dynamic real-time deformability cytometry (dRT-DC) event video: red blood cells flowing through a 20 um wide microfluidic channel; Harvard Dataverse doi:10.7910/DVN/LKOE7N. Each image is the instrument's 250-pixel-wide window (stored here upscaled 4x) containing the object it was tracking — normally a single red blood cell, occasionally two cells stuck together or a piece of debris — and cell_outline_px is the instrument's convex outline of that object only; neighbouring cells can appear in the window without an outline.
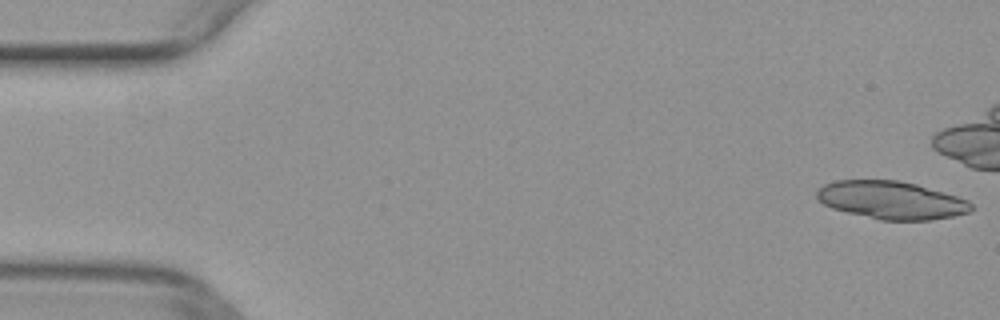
{"species": "common noctule bat (a hibernating species)", "species_latin": "Nyctalus noctula", "temperature_condition": "warm", "stored_images_in_passage": 40, "camera_frame_rate_fps": 3000, "um_per_image_px": 0.085, "animal": {"sex": "female", "body_mass_g": 29.2, "forearm_length_mm": 56.3}, "frame": {"image": 1, "passage_image": 1, "time_ms": 0.0, "image_size_px": [1000, 320], "cell_outline_px": [[972, 208], [968, 212], [952, 216], [932, 220], [880, 220], [832, 208], [824, 204], [816, 196], [816, 188], [824, 184], [836, 180], [900, 180], [916, 184], [944, 192], [968, 200], [972, 204]], "centroid_in_image_um": [75.74, 17.0], "position_along_channel_um": 9.3, "area_um2": 33.99}}